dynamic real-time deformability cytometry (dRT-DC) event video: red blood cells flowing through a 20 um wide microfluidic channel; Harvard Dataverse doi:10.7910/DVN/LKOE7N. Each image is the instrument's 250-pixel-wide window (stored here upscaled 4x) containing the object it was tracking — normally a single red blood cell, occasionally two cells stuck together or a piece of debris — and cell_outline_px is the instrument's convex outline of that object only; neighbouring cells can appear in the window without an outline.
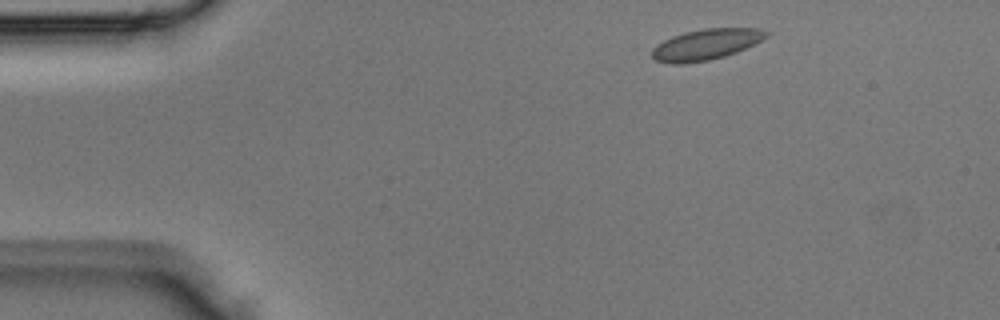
{"species": "Egyptian fruit bat (a non-hibernating species)", "species_latin": "Rousettus aegyptiacus", "temperature_condition": "room temperature", "stored_images_in_passage": 3, "camera_frame_rate_fps": 3000, "um_per_image_px": 0.085, "animal": {"sex": "male"}, "frame": {"image": 1, "passage_image": 1, "time_ms": 0.0, "image_size_px": [1000, 320], "cell_outline_px": [[768, 36], [736, 52], [724, 56], [708, 60], [684, 64], [672, 64], [656, 60], [652, 56], [652, 48], [656, 44], [672, 36], [684, 32], [704, 28], [760, 28], [768, 32]], "centroid_in_image_um": [59.97, 3.77], "position_along_channel_um": 25.0, "area_um2": 20.4}}